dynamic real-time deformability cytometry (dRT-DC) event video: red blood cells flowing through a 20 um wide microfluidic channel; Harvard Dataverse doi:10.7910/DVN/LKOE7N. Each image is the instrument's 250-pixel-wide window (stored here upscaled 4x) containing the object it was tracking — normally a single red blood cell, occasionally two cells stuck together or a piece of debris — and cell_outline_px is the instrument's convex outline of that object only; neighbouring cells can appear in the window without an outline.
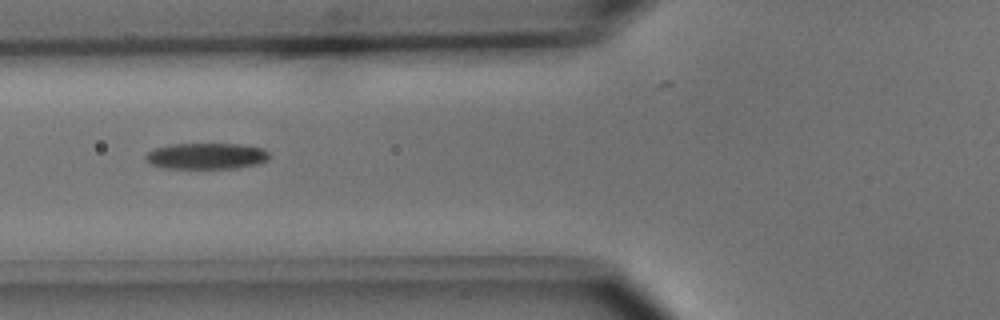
{"species": "common noctule bat (a hibernating species)", "species_latin": "Nyctalus noctula", "temperature_condition": "cold", "stored_images_in_passage": 33, "camera_frame_rate_fps": 3000, "um_per_image_px": 0.085, "animal": {"sex": "male", "body_mass_g": 15.6}, "frame": {"image": 1, "passage_image": 2, "time_ms": 0.333, "image_size_px": [1000, 320], "cell_outline_px": [[272, 156], [268, 160], [256, 164], [240, 168], [164, 168], [148, 164], [144, 156], [152, 148], [172, 144], [240, 144], [264, 148]], "centroid_in_image_um": [17.54, 13.26], "position_along_channel_um": 108.3, "area_um2": 19.13}}
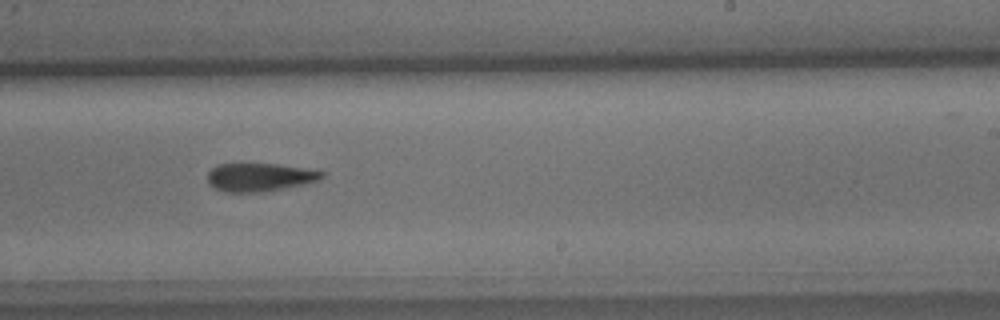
{"frame": {"image": 2, "passage_image": 14, "time_ms": 4.333, "image_size_px": [1000, 320], "cell_outline_px": [[324, 176], [320, 180], [304, 184], [264, 192], [224, 192], [208, 184], [208, 172], [216, 164], [276, 164], [320, 168], [324, 172]], "centroid_in_image_um": [22.16, 15.05], "position_along_channel_um": 266.8, "area_um2": 19.25}}
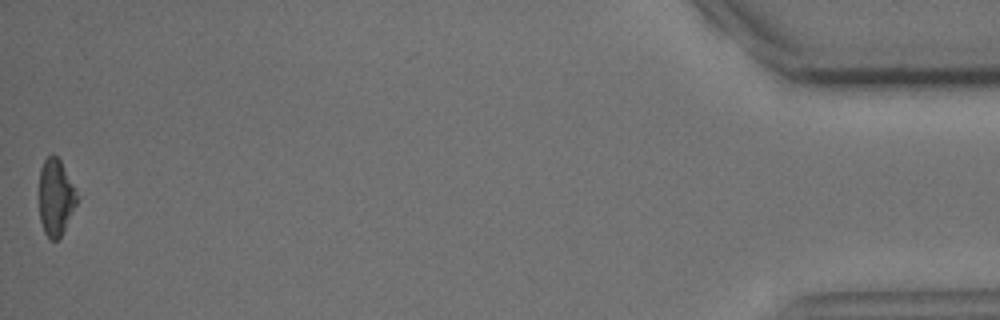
{"frame": {"image": 3, "passage_image": 33, "time_ms": 10.667, "image_size_px": [1000, 320], "cell_outline_px": [[76, 204], [60, 236], [56, 240], [52, 240], [44, 232], [40, 220], [40, 168], [44, 160], [52, 152], [60, 160], [72, 184], [76, 196]], "centroid_in_image_um": [4.7, 16.74], "position_along_channel_um": 430.5, "area_um2": 16.24}, "authors_computed_cell_mechanics": {"area_um2": 19.5364, "velocity_mm_per_s": 3.9568, "shape_relaxation_time_tau1_ms": 1.3858, "shape_relaxation_time_tau2_ms": null, "deformation_change_tau1": 0.0663, "deformation_change_tau2": null}}